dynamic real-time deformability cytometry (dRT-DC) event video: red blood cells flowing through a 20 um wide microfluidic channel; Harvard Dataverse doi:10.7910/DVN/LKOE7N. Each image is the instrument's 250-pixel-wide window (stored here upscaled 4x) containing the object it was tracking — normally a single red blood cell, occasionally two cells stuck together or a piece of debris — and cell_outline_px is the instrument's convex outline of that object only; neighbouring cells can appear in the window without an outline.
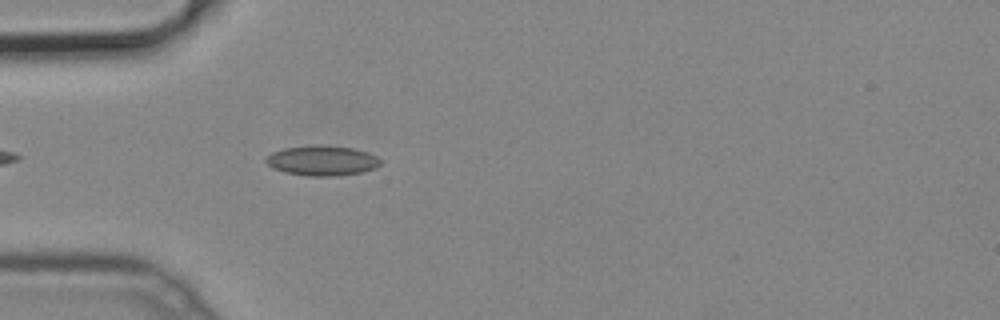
{"species": "common noctule bat (a hibernating species)", "species_latin": "Nyctalus noctula", "temperature_condition": "cold", "stored_images_in_passage": 10, "camera_frame_rate_fps": 3000, "um_per_image_px": 0.085, "animal": {"sex": "male", "body_mass_g": 19.2, "forearm_length_mm": 51.8}, "frame": {"image": 1, "passage_image": 4, "time_ms": 1.0, "image_size_px": [1000, 320], "cell_outline_px": [[380, 164], [372, 168], [360, 172], [332, 176], [308, 176], [284, 172], [272, 168], [264, 160], [264, 156], [272, 152], [284, 148], [320, 144], [352, 148], [376, 156], [380, 160]], "centroid_in_image_um": [27.29, 13.64], "position_along_channel_um": 57.7, "area_um2": 19.88}}
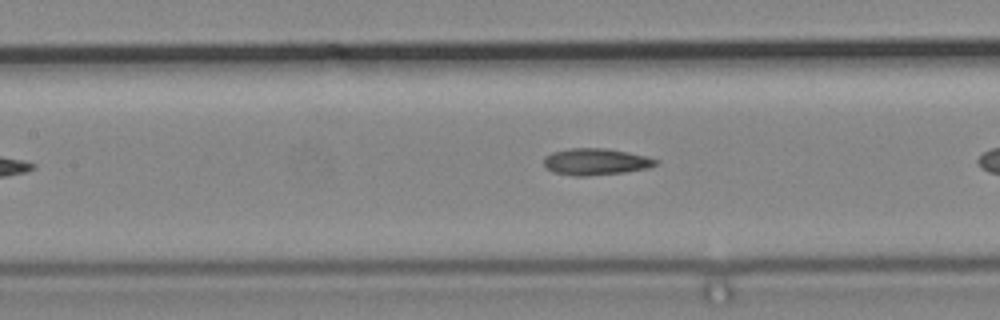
{"frame": {"image": 2, "passage_image": 9, "time_ms": 2.667, "image_size_px": [1000, 320], "cell_outline_px": [[660, 160], [656, 164], [648, 168], [624, 172], [584, 176], [576, 176], [552, 172], [544, 164], [544, 156], [552, 152], [568, 148], [604, 148], [628, 152], [648, 156]], "centroid_in_image_um": [50.64, 13.73], "position_along_channel_um": 156.8, "area_um2": 17.4}}